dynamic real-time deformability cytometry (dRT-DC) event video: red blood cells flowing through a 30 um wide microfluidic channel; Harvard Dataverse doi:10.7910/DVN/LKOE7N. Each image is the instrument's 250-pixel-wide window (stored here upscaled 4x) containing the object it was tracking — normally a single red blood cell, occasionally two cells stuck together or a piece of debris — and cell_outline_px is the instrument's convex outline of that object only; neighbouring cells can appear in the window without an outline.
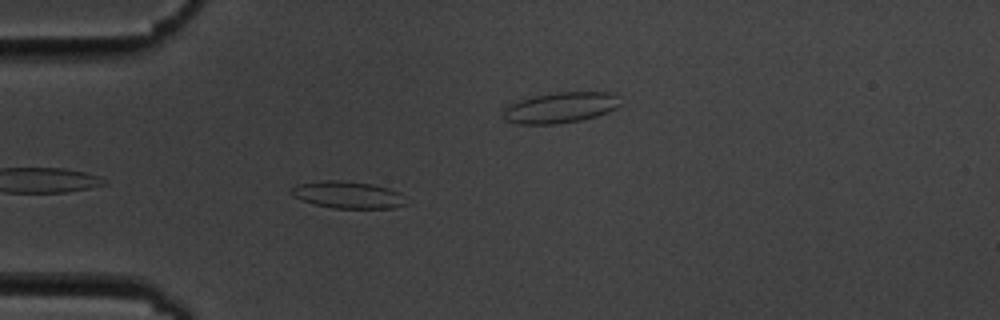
{"species": "common noctule bat (a hibernating species)", "species_latin": "Nyctalus noctula", "temperature_condition": "cold", "stored_images_in_passage": 44, "camera_frame_rate_fps": 3000, "um_per_image_px": 0.085, "animal": {"sex": "male", "body_mass_g": 19.5, "forearm_length_mm": 54.6}, "frame": {"image": 1, "passage_image": 4, "time_ms": 1.0, "image_size_px": [1000, 320], "cell_outline_px": [[408, 204], [392, 208], [332, 208], [316, 204], [292, 196], [288, 192], [296, 184], [328, 180], [340, 180], [372, 184], [388, 188], [400, 192]], "centroid_in_image_um": [29.57, 16.56], "position_along_channel_um": 55.4, "area_um2": 18.03}}
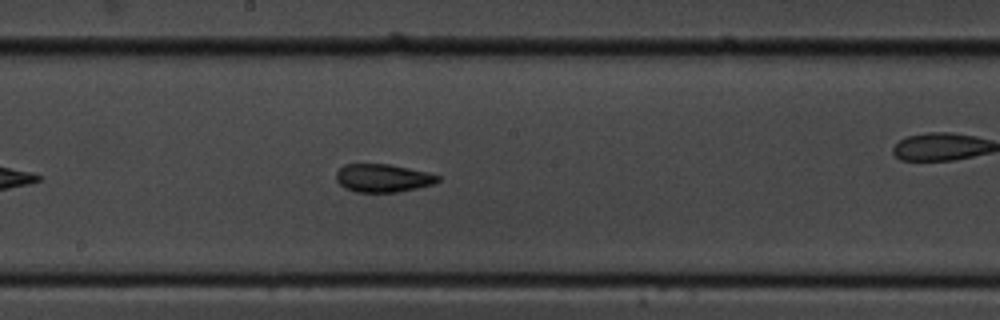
{"frame": {"image": 2, "passage_image": 18, "time_ms": 5.667, "image_size_px": [1000, 320], "cell_outline_px": [[440, 180], [432, 184], [416, 188], [396, 192], [356, 192], [344, 188], [336, 180], [336, 172], [344, 164], [388, 164], [428, 172], [440, 176]], "centroid_in_image_um": [32.52, 15.13], "position_along_channel_um": 215.7, "area_um2": 16.59}}
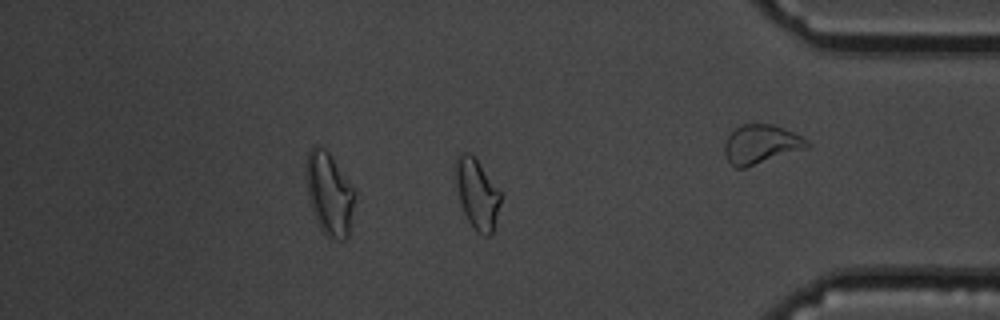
{"frame": {"image": 3, "passage_image": 35, "time_ms": 11.333, "image_size_px": [1000, 320], "cell_outline_px": [[500, 204], [492, 232], [488, 236], [484, 236], [476, 232], [472, 228], [464, 212], [460, 200], [456, 184], [456, 156], [460, 152], [468, 152], [476, 160], [500, 192]], "centroid_in_image_um": [40.53, 16.51], "position_along_channel_um": 394.7, "area_um2": 17.8}, "authors_computed_cell_mechanics": {"area_um2": 17.2244, "velocity_mm_per_s": 3.5989, "shape_relaxation_time_tau1_ms": 3.6731, "shape_relaxation_time_tau2_ms": 1.6108, "deformation_change_tau1": 0.1167, "deformation_change_tau2": 0.0699}}